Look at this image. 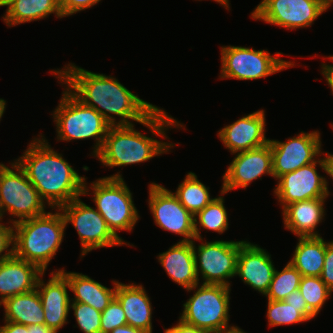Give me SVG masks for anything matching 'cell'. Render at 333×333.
<instances>
[{"mask_svg": "<svg viewBox=\"0 0 333 333\" xmlns=\"http://www.w3.org/2000/svg\"><path fill=\"white\" fill-rule=\"evenodd\" d=\"M66 225L71 222L81 242V256L94 249L125 245L108 228L100 213L81 201L80 197L59 207Z\"/></svg>", "mask_w": 333, "mask_h": 333, "instance_id": "8fae6325", "label": "cell"}, {"mask_svg": "<svg viewBox=\"0 0 333 333\" xmlns=\"http://www.w3.org/2000/svg\"><path fill=\"white\" fill-rule=\"evenodd\" d=\"M4 323V326H0V333H28V326L9 321Z\"/></svg>", "mask_w": 333, "mask_h": 333, "instance_id": "f35d334b", "label": "cell"}, {"mask_svg": "<svg viewBox=\"0 0 333 333\" xmlns=\"http://www.w3.org/2000/svg\"><path fill=\"white\" fill-rule=\"evenodd\" d=\"M10 165L12 169L0 163V218L8 212L18 218L8 222L14 224L46 213V202L24 170L16 161Z\"/></svg>", "mask_w": 333, "mask_h": 333, "instance_id": "ba28073f", "label": "cell"}, {"mask_svg": "<svg viewBox=\"0 0 333 333\" xmlns=\"http://www.w3.org/2000/svg\"><path fill=\"white\" fill-rule=\"evenodd\" d=\"M50 14L63 18L58 0H15L7 7L3 21L11 27L47 18Z\"/></svg>", "mask_w": 333, "mask_h": 333, "instance_id": "4316f807", "label": "cell"}, {"mask_svg": "<svg viewBox=\"0 0 333 333\" xmlns=\"http://www.w3.org/2000/svg\"><path fill=\"white\" fill-rule=\"evenodd\" d=\"M40 137L34 138L24 154L14 160L40 197L52 209H57L81 195H88L86 178L80 176L63 155L53 150L44 136Z\"/></svg>", "mask_w": 333, "mask_h": 333, "instance_id": "7a4b0ae2", "label": "cell"}, {"mask_svg": "<svg viewBox=\"0 0 333 333\" xmlns=\"http://www.w3.org/2000/svg\"><path fill=\"white\" fill-rule=\"evenodd\" d=\"M44 272L34 263L12 255L0 263V303L6 298L27 293L36 288Z\"/></svg>", "mask_w": 333, "mask_h": 333, "instance_id": "ffe728a7", "label": "cell"}, {"mask_svg": "<svg viewBox=\"0 0 333 333\" xmlns=\"http://www.w3.org/2000/svg\"><path fill=\"white\" fill-rule=\"evenodd\" d=\"M70 308L80 330L84 333H101V312L85 303L70 302Z\"/></svg>", "mask_w": 333, "mask_h": 333, "instance_id": "d6a6232c", "label": "cell"}, {"mask_svg": "<svg viewBox=\"0 0 333 333\" xmlns=\"http://www.w3.org/2000/svg\"><path fill=\"white\" fill-rule=\"evenodd\" d=\"M299 291L304 297L308 308L316 316L332 293L321 278L315 276H302Z\"/></svg>", "mask_w": 333, "mask_h": 333, "instance_id": "4dcf8cb0", "label": "cell"}, {"mask_svg": "<svg viewBox=\"0 0 333 333\" xmlns=\"http://www.w3.org/2000/svg\"><path fill=\"white\" fill-rule=\"evenodd\" d=\"M327 198L297 201L287 205L282 211L284 226L299 237H320L315 231L325 215L324 203Z\"/></svg>", "mask_w": 333, "mask_h": 333, "instance_id": "44dd1931", "label": "cell"}, {"mask_svg": "<svg viewBox=\"0 0 333 333\" xmlns=\"http://www.w3.org/2000/svg\"><path fill=\"white\" fill-rule=\"evenodd\" d=\"M265 111L245 115L218 131V137L232 154L259 148L269 143L265 137Z\"/></svg>", "mask_w": 333, "mask_h": 333, "instance_id": "e0dca14e", "label": "cell"}, {"mask_svg": "<svg viewBox=\"0 0 333 333\" xmlns=\"http://www.w3.org/2000/svg\"><path fill=\"white\" fill-rule=\"evenodd\" d=\"M284 301L289 305L294 307H300V313L309 321L313 319L316 315L308 308L304 297L298 290L289 294Z\"/></svg>", "mask_w": 333, "mask_h": 333, "instance_id": "74e56055", "label": "cell"}, {"mask_svg": "<svg viewBox=\"0 0 333 333\" xmlns=\"http://www.w3.org/2000/svg\"><path fill=\"white\" fill-rule=\"evenodd\" d=\"M197 288L184 304L181 319L184 323L196 326L209 333L221 332L236 326L229 325L230 287L221 284H203ZM199 287V288H198Z\"/></svg>", "mask_w": 333, "mask_h": 333, "instance_id": "52a82bcc", "label": "cell"}, {"mask_svg": "<svg viewBox=\"0 0 333 333\" xmlns=\"http://www.w3.org/2000/svg\"><path fill=\"white\" fill-rule=\"evenodd\" d=\"M15 0H0V7L6 6L8 7Z\"/></svg>", "mask_w": 333, "mask_h": 333, "instance_id": "f907efd6", "label": "cell"}, {"mask_svg": "<svg viewBox=\"0 0 333 333\" xmlns=\"http://www.w3.org/2000/svg\"><path fill=\"white\" fill-rule=\"evenodd\" d=\"M5 108H6V101L4 99H0V120L5 112Z\"/></svg>", "mask_w": 333, "mask_h": 333, "instance_id": "7dc6e473", "label": "cell"}, {"mask_svg": "<svg viewBox=\"0 0 333 333\" xmlns=\"http://www.w3.org/2000/svg\"><path fill=\"white\" fill-rule=\"evenodd\" d=\"M326 10L317 0H262L251 17L293 30L310 27Z\"/></svg>", "mask_w": 333, "mask_h": 333, "instance_id": "7c38bea8", "label": "cell"}, {"mask_svg": "<svg viewBox=\"0 0 333 333\" xmlns=\"http://www.w3.org/2000/svg\"><path fill=\"white\" fill-rule=\"evenodd\" d=\"M90 187L93 191L95 209L105 219L112 233L125 245H129L117 231H132L140 216L133 202L132 193L120 172L97 179Z\"/></svg>", "mask_w": 333, "mask_h": 333, "instance_id": "8992f818", "label": "cell"}, {"mask_svg": "<svg viewBox=\"0 0 333 333\" xmlns=\"http://www.w3.org/2000/svg\"><path fill=\"white\" fill-rule=\"evenodd\" d=\"M317 1L320 2L326 9H328L333 3V0H317Z\"/></svg>", "mask_w": 333, "mask_h": 333, "instance_id": "c3c4849f", "label": "cell"}, {"mask_svg": "<svg viewBox=\"0 0 333 333\" xmlns=\"http://www.w3.org/2000/svg\"><path fill=\"white\" fill-rule=\"evenodd\" d=\"M4 307V321L29 325L45 324V313L37 289L6 298L0 306Z\"/></svg>", "mask_w": 333, "mask_h": 333, "instance_id": "d4e9b609", "label": "cell"}, {"mask_svg": "<svg viewBox=\"0 0 333 333\" xmlns=\"http://www.w3.org/2000/svg\"><path fill=\"white\" fill-rule=\"evenodd\" d=\"M275 270L271 255L265 249L248 241L240 247L235 276L245 284L266 295Z\"/></svg>", "mask_w": 333, "mask_h": 333, "instance_id": "d6986e66", "label": "cell"}, {"mask_svg": "<svg viewBox=\"0 0 333 333\" xmlns=\"http://www.w3.org/2000/svg\"><path fill=\"white\" fill-rule=\"evenodd\" d=\"M66 227L59 208L55 213L46 212L14 223L13 255L36 264L45 273L59 250Z\"/></svg>", "mask_w": 333, "mask_h": 333, "instance_id": "3957f363", "label": "cell"}, {"mask_svg": "<svg viewBox=\"0 0 333 333\" xmlns=\"http://www.w3.org/2000/svg\"><path fill=\"white\" fill-rule=\"evenodd\" d=\"M64 269L56 270L61 272L68 280L70 290L74 293L72 302L85 303L102 312L115 297L118 281H112L113 288H108L88 275L76 272H65Z\"/></svg>", "mask_w": 333, "mask_h": 333, "instance_id": "cb8c5ba5", "label": "cell"}, {"mask_svg": "<svg viewBox=\"0 0 333 333\" xmlns=\"http://www.w3.org/2000/svg\"><path fill=\"white\" fill-rule=\"evenodd\" d=\"M215 333H246L244 330L240 329L239 327H234L232 329L221 331V332H215Z\"/></svg>", "mask_w": 333, "mask_h": 333, "instance_id": "bcb514c9", "label": "cell"}, {"mask_svg": "<svg viewBox=\"0 0 333 333\" xmlns=\"http://www.w3.org/2000/svg\"><path fill=\"white\" fill-rule=\"evenodd\" d=\"M164 333H184V322L179 319L178 324L168 329L165 328Z\"/></svg>", "mask_w": 333, "mask_h": 333, "instance_id": "ee69618b", "label": "cell"}, {"mask_svg": "<svg viewBox=\"0 0 333 333\" xmlns=\"http://www.w3.org/2000/svg\"><path fill=\"white\" fill-rule=\"evenodd\" d=\"M213 1H215V2H217V3H220V5H222V6H224L225 7V9H227V10H229V0H213Z\"/></svg>", "mask_w": 333, "mask_h": 333, "instance_id": "681fc988", "label": "cell"}, {"mask_svg": "<svg viewBox=\"0 0 333 333\" xmlns=\"http://www.w3.org/2000/svg\"><path fill=\"white\" fill-rule=\"evenodd\" d=\"M157 259L172 281L186 290L199 284L192 241L177 242Z\"/></svg>", "mask_w": 333, "mask_h": 333, "instance_id": "7402d4cb", "label": "cell"}, {"mask_svg": "<svg viewBox=\"0 0 333 333\" xmlns=\"http://www.w3.org/2000/svg\"><path fill=\"white\" fill-rule=\"evenodd\" d=\"M321 280L333 292V241L326 242V252Z\"/></svg>", "mask_w": 333, "mask_h": 333, "instance_id": "8d00e7d4", "label": "cell"}, {"mask_svg": "<svg viewBox=\"0 0 333 333\" xmlns=\"http://www.w3.org/2000/svg\"><path fill=\"white\" fill-rule=\"evenodd\" d=\"M127 324V319L122 305L116 297L101 312V333H110L117 327Z\"/></svg>", "mask_w": 333, "mask_h": 333, "instance_id": "836d02e7", "label": "cell"}, {"mask_svg": "<svg viewBox=\"0 0 333 333\" xmlns=\"http://www.w3.org/2000/svg\"><path fill=\"white\" fill-rule=\"evenodd\" d=\"M316 165L325 170L322 158L299 169L280 176L274 194L282 206V210L297 201L315 198H327L330 194L325 177L318 174Z\"/></svg>", "mask_w": 333, "mask_h": 333, "instance_id": "5bb4252c", "label": "cell"}, {"mask_svg": "<svg viewBox=\"0 0 333 333\" xmlns=\"http://www.w3.org/2000/svg\"><path fill=\"white\" fill-rule=\"evenodd\" d=\"M235 155L222 177L221 190L225 194L235 188H246L264 174L274 177L270 143Z\"/></svg>", "mask_w": 333, "mask_h": 333, "instance_id": "2e32d148", "label": "cell"}, {"mask_svg": "<svg viewBox=\"0 0 333 333\" xmlns=\"http://www.w3.org/2000/svg\"><path fill=\"white\" fill-rule=\"evenodd\" d=\"M53 118L58 141L94 138V156L100 151L111 126L101 114L79 101L67 88L53 111Z\"/></svg>", "mask_w": 333, "mask_h": 333, "instance_id": "5b68a950", "label": "cell"}, {"mask_svg": "<svg viewBox=\"0 0 333 333\" xmlns=\"http://www.w3.org/2000/svg\"><path fill=\"white\" fill-rule=\"evenodd\" d=\"M115 297L123 307L129 326L152 333V305L142 285L117 282Z\"/></svg>", "mask_w": 333, "mask_h": 333, "instance_id": "603a6c76", "label": "cell"}, {"mask_svg": "<svg viewBox=\"0 0 333 333\" xmlns=\"http://www.w3.org/2000/svg\"><path fill=\"white\" fill-rule=\"evenodd\" d=\"M63 69L50 72L79 101L94 108L111 126L133 125L132 121H136L147 126L153 136L166 139L168 128L183 126L160 107L140 99L112 76L94 73L72 63ZM111 114L120 117L119 121L116 122Z\"/></svg>", "mask_w": 333, "mask_h": 333, "instance_id": "6da1fadb", "label": "cell"}, {"mask_svg": "<svg viewBox=\"0 0 333 333\" xmlns=\"http://www.w3.org/2000/svg\"><path fill=\"white\" fill-rule=\"evenodd\" d=\"M199 241L202 242L197 248L195 241H192L198 280L200 273L203 284H221L230 287L229 279L236 274L240 247L246 241L217 240L205 243L203 239Z\"/></svg>", "mask_w": 333, "mask_h": 333, "instance_id": "30bf717a", "label": "cell"}, {"mask_svg": "<svg viewBox=\"0 0 333 333\" xmlns=\"http://www.w3.org/2000/svg\"><path fill=\"white\" fill-rule=\"evenodd\" d=\"M110 333H150V332L126 324L124 326L117 327L116 329L112 330Z\"/></svg>", "mask_w": 333, "mask_h": 333, "instance_id": "60d3db41", "label": "cell"}, {"mask_svg": "<svg viewBox=\"0 0 333 333\" xmlns=\"http://www.w3.org/2000/svg\"><path fill=\"white\" fill-rule=\"evenodd\" d=\"M267 320L269 327L292 325L308 321L301 313L300 307L289 305L285 301L268 299Z\"/></svg>", "mask_w": 333, "mask_h": 333, "instance_id": "1f68e13d", "label": "cell"}, {"mask_svg": "<svg viewBox=\"0 0 333 333\" xmlns=\"http://www.w3.org/2000/svg\"><path fill=\"white\" fill-rule=\"evenodd\" d=\"M328 58L333 61V55H329ZM321 73L324 75V77L326 78V81L328 83V86L331 88L332 90V94H333V65H327L326 63L322 64V71Z\"/></svg>", "mask_w": 333, "mask_h": 333, "instance_id": "ab89813d", "label": "cell"}, {"mask_svg": "<svg viewBox=\"0 0 333 333\" xmlns=\"http://www.w3.org/2000/svg\"><path fill=\"white\" fill-rule=\"evenodd\" d=\"M225 194L221 190V196L213 198V200L201 211H199L194 216V232L195 240H201L200 229L212 230L223 234L228 229V214L224 206V196ZM200 225L201 228H198Z\"/></svg>", "mask_w": 333, "mask_h": 333, "instance_id": "f1b7e54d", "label": "cell"}, {"mask_svg": "<svg viewBox=\"0 0 333 333\" xmlns=\"http://www.w3.org/2000/svg\"><path fill=\"white\" fill-rule=\"evenodd\" d=\"M209 189V187H206L198 180L195 173L189 172L184 181L178 185L175 191L176 193L173 194L178 198L179 202L195 216L213 200L210 196Z\"/></svg>", "mask_w": 333, "mask_h": 333, "instance_id": "83f0119b", "label": "cell"}, {"mask_svg": "<svg viewBox=\"0 0 333 333\" xmlns=\"http://www.w3.org/2000/svg\"><path fill=\"white\" fill-rule=\"evenodd\" d=\"M326 252V241L320 237H299L293 257L289 263L302 276L320 277Z\"/></svg>", "mask_w": 333, "mask_h": 333, "instance_id": "484cf974", "label": "cell"}, {"mask_svg": "<svg viewBox=\"0 0 333 333\" xmlns=\"http://www.w3.org/2000/svg\"><path fill=\"white\" fill-rule=\"evenodd\" d=\"M184 333H209V332L199 329L196 326L184 323Z\"/></svg>", "mask_w": 333, "mask_h": 333, "instance_id": "f6af8a7d", "label": "cell"}, {"mask_svg": "<svg viewBox=\"0 0 333 333\" xmlns=\"http://www.w3.org/2000/svg\"><path fill=\"white\" fill-rule=\"evenodd\" d=\"M175 144L147 137L133 125L110 126L100 151L94 156L107 167L142 163L167 153Z\"/></svg>", "mask_w": 333, "mask_h": 333, "instance_id": "277c9868", "label": "cell"}, {"mask_svg": "<svg viewBox=\"0 0 333 333\" xmlns=\"http://www.w3.org/2000/svg\"><path fill=\"white\" fill-rule=\"evenodd\" d=\"M51 278L44 283L40 276L36 289L39 293L44 313L45 325L56 333L68 323V313L71 299L68 294L70 288L68 280L61 272H51Z\"/></svg>", "mask_w": 333, "mask_h": 333, "instance_id": "ac0fdd59", "label": "cell"}, {"mask_svg": "<svg viewBox=\"0 0 333 333\" xmlns=\"http://www.w3.org/2000/svg\"><path fill=\"white\" fill-rule=\"evenodd\" d=\"M269 143L275 179L317 161L316 158L322 155L319 131L310 133L302 131L298 136L290 137L287 142L269 140Z\"/></svg>", "mask_w": 333, "mask_h": 333, "instance_id": "9a60e30c", "label": "cell"}, {"mask_svg": "<svg viewBox=\"0 0 333 333\" xmlns=\"http://www.w3.org/2000/svg\"><path fill=\"white\" fill-rule=\"evenodd\" d=\"M281 55L248 47L222 46L220 79H260L295 66L294 62L280 59Z\"/></svg>", "mask_w": 333, "mask_h": 333, "instance_id": "9c48e42d", "label": "cell"}, {"mask_svg": "<svg viewBox=\"0 0 333 333\" xmlns=\"http://www.w3.org/2000/svg\"><path fill=\"white\" fill-rule=\"evenodd\" d=\"M101 0H58L61 14L68 17L72 14L86 10Z\"/></svg>", "mask_w": 333, "mask_h": 333, "instance_id": "d590c367", "label": "cell"}, {"mask_svg": "<svg viewBox=\"0 0 333 333\" xmlns=\"http://www.w3.org/2000/svg\"><path fill=\"white\" fill-rule=\"evenodd\" d=\"M149 209L154 222L163 230L184 236L180 242L195 240L194 215H192L173 194L162 185H149Z\"/></svg>", "mask_w": 333, "mask_h": 333, "instance_id": "4fadbf2b", "label": "cell"}, {"mask_svg": "<svg viewBox=\"0 0 333 333\" xmlns=\"http://www.w3.org/2000/svg\"><path fill=\"white\" fill-rule=\"evenodd\" d=\"M1 221H2V219L0 218V222ZM12 226H13V224H11L10 226L8 225V227H7L6 225H3L2 222L0 223V263L4 260L10 258L13 255V227Z\"/></svg>", "mask_w": 333, "mask_h": 333, "instance_id": "e575fe53", "label": "cell"}, {"mask_svg": "<svg viewBox=\"0 0 333 333\" xmlns=\"http://www.w3.org/2000/svg\"><path fill=\"white\" fill-rule=\"evenodd\" d=\"M301 273L289 262L282 271L275 270L266 297L269 300L284 301L292 292L299 289Z\"/></svg>", "mask_w": 333, "mask_h": 333, "instance_id": "f546056e", "label": "cell"}, {"mask_svg": "<svg viewBox=\"0 0 333 333\" xmlns=\"http://www.w3.org/2000/svg\"><path fill=\"white\" fill-rule=\"evenodd\" d=\"M28 333H56L53 329L47 327L45 324L42 325H29Z\"/></svg>", "mask_w": 333, "mask_h": 333, "instance_id": "7bdbcfd3", "label": "cell"}, {"mask_svg": "<svg viewBox=\"0 0 333 333\" xmlns=\"http://www.w3.org/2000/svg\"><path fill=\"white\" fill-rule=\"evenodd\" d=\"M325 157L322 158L325 166V172L333 179V154L327 152Z\"/></svg>", "mask_w": 333, "mask_h": 333, "instance_id": "b9f144b4", "label": "cell"}]
</instances>
